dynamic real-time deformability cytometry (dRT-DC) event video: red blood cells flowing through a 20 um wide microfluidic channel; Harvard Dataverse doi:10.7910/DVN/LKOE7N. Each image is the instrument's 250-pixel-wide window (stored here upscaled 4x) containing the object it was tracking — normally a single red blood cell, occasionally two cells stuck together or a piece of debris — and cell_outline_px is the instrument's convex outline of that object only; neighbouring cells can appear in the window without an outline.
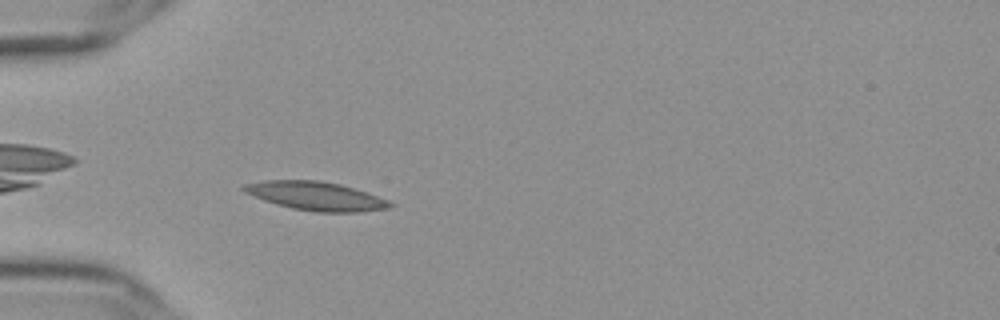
{"species": "Egyptian fruit bat (a non-hibernating species)", "species_latin": "Rousettus aegyptiacus", "temperature_condition": "cold", "stored_images_in_passage": 42, "camera_frame_rate_fps": 3000, "um_per_image_px": 0.085, "frame": {"image": 1, "passage_image": 3, "time_ms": 0.667, "image_size_px": [1000, 320], "cell_outline_px": [[396, 204], [388, 208], [360, 212], [316, 212], [292, 208], [276, 204], [264, 200], [244, 192], [240, 188], [244, 184], [264, 180], [316, 180], [340, 184], [368, 192], [388, 200]], "centroid_in_image_um": [26.86, 16.66], "position_along_channel_um": 58.1, "area_um2": 24.45}}
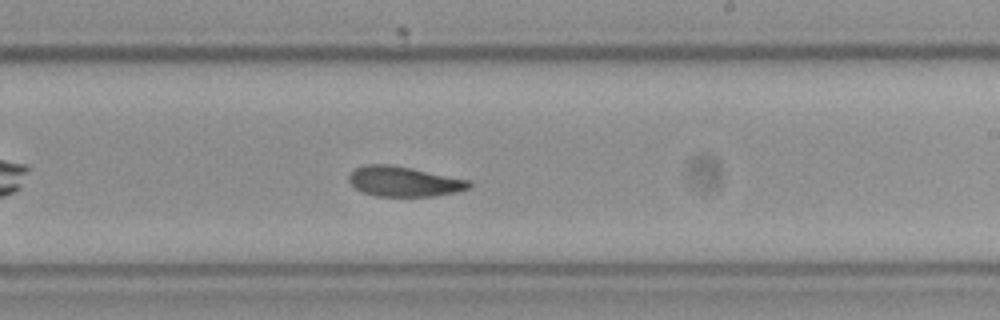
{"frame": {"image": 2, "passage_image": 20, "time_ms": 6.333, "image_size_px": [1000, 320], "cell_outline_px": [[472, 184], [468, 188], [456, 192], [436, 196], [376, 196], [360, 192], [348, 180], [348, 176], [356, 168], [364, 164], [388, 164], [468, 180]], "centroid_in_image_um": [34.28, 15.44], "position_along_channel_um": 254.7, "area_um2": 20.75}}
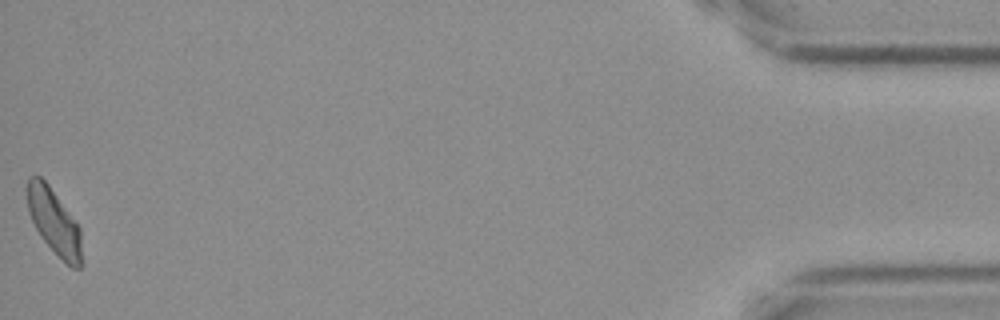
{"frame": {"image": 3, "passage_image": 42, "time_ms": 13.667, "image_size_px": [1000, 320], "cell_outline_px": [[80, 268], [72, 268], [40, 236], [28, 212], [24, 192], [24, 188], [28, 176], [40, 176], [48, 184], [80, 228]], "centroid_in_image_um": [4.51, 18.74], "position_along_channel_um": 430.7, "area_um2": 20.46}, "authors_computed_cell_mechanics": {"area_um2": 21.6461, "velocity_mm_per_s": 3.6041, "shape_relaxation_time_tau1_ms": 9.016, "shape_relaxation_time_tau2_ms": 4.0815, "deformation_change_tau1": 0.1809, "deformation_change_tau2": 0.0928}}